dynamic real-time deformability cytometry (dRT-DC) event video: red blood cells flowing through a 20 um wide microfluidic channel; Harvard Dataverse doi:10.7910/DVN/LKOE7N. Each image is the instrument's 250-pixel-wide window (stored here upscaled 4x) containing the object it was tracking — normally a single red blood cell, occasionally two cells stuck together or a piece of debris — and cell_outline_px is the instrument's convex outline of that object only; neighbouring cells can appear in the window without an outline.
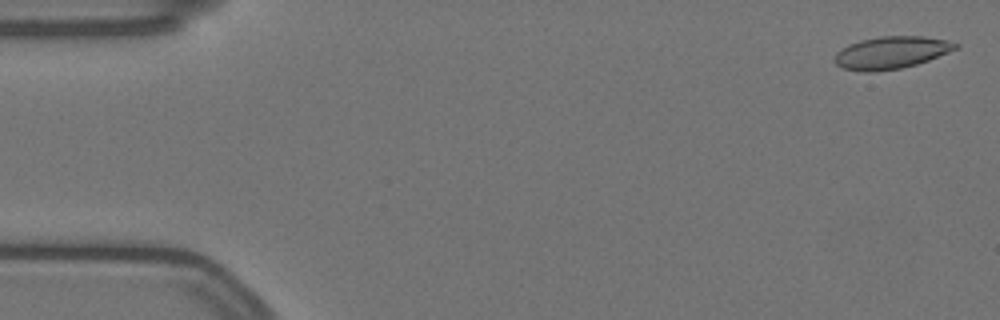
{"species": "Egyptian fruit bat (a non-hibernating species)", "species_latin": "Rousettus aegyptiacus", "temperature_condition": "warm", "stored_images_in_passage": 58, "camera_frame_rate_fps": 3000, "um_per_image_px": 0.085, "animal": {"sex": "female"}, "frame": {"image": 1, "passage_image": 2, "time_ms": 0.333, "image_size_px": [1000, 320], "cell_outline_px": [[960, 44], [956, 48], [948, 52], [928, 60], [916, 64], [900, 68], [872, 72], [864, 72], [844, 68], [836, 64], [832, 60], [836, 52], [848, 44], [860, 40], [880, 36], [924, 36], [948, 40]], "centroid_in_image_um": [75.72, 4.46], "position_along_channel_um": 9.3, "area_um2": 22.77}}
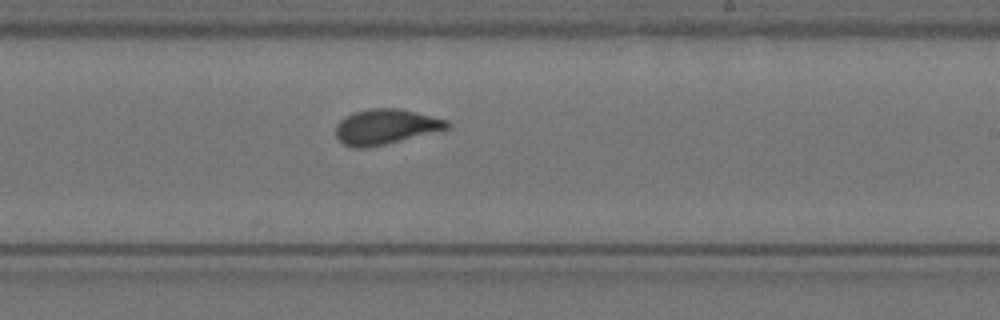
{"frame": {"image": 2, "passage_image": 34, "time_ms": 11.0, "image_size_px": [1000, 320], "cell_outline_px": [[452, 124], [448, 128], [368, 148], [352, 148], [344, 144], [336, 136], [336, 124], [344, 116], [352, 112], [368, 108], [396, 108], [432, 116], [448, 120]], "centroid_in_image_um": [32.72, 10.76], "position_along_channel_um": 256.3, "area_um2": 22.66}}
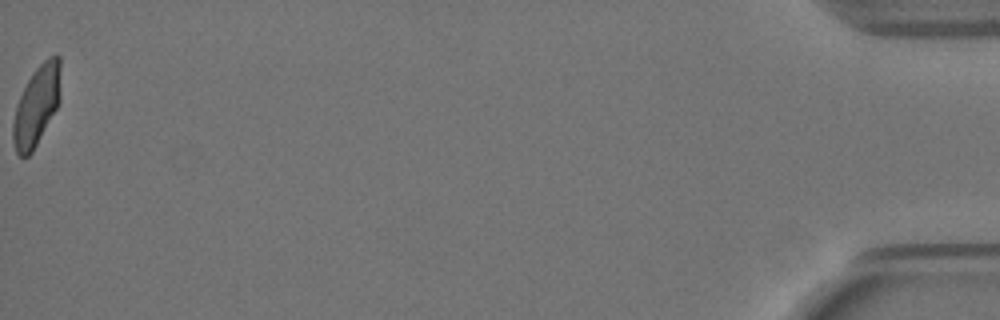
{"frame": {"image": 3, "passage_image": 58, "time_ms": 19.0, "image_size_px": [1000, 320], "cell_outline_px": [[60, 100], [56, 108], [32, 152], [28, 156], [20, 156], [16, 152], [12, 140], [12, 124], [16, 104], [28, 80], [36, 68], [48, 56], [56, 52], [60, 56]], "centroid_in_image_um": [3.11, 8.94], "position_along_channel_um": 432.1, "area_um2": 22.08}, "authors_computed_cell_mechanics": {"area_um2": 22.5998, "velocity_mm_per_s": 3.4953, "shape_relaxation_time_tau1_ms": 5.5952, "shape_relaxation_time_tau2_ms": 0.6594, "deformation_change_tau1": 0.1774, "deformation_change_tau2": 0.0473}}